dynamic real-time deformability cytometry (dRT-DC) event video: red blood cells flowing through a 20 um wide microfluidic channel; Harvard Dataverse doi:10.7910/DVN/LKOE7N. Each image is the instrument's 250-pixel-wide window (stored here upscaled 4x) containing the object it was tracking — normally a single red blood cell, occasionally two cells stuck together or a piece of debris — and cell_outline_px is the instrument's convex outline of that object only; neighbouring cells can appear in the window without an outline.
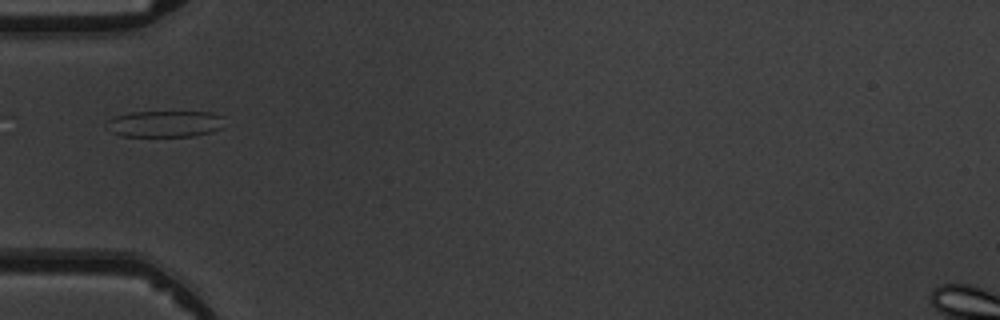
{"species": "common noctule bat (a hibernating species)", "species_latin": "Nyctalus noctula", "temperature_condition": "warm", "stored_images_in_passage": 2, "camera_frame_rate_fps": 3000, "um_per_image_px": 0.085, "animal": {"sex": "male", "body_mass_g": 19.5, "forearm_length_mm": 54.6}, "frame": {"image": 1, "passage_image": 1, "time_ms": 0.0, "image_size_px": [1000, 320], "cell_outline_px": [[224, 128], [212, 132], [192, 136], [120, 136], [104, 128], [108, 120], [116, 116], [128, 112], [212, 112], [224, 116]], "centroid_in_image_um": [14.04, 10.53], "position_along_channel_um": 71.0, "area_um2": 18.5}}